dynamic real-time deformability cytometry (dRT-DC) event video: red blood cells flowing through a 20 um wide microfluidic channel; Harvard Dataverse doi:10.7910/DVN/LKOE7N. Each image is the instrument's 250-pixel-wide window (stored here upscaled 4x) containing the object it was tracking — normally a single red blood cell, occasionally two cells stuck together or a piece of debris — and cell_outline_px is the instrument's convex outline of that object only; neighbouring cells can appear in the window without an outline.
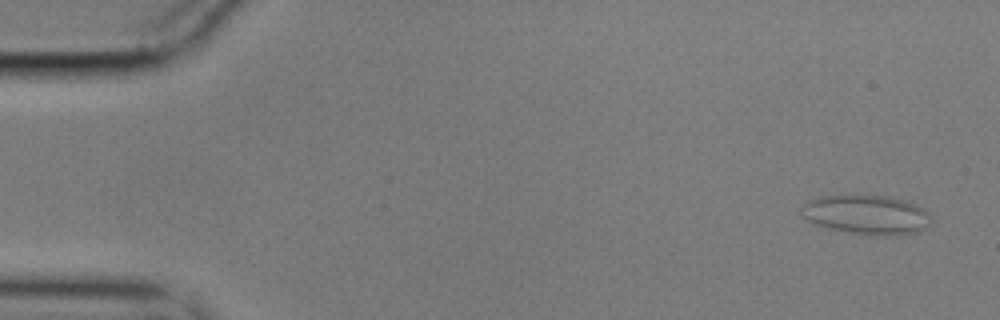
{"species": "common noctule bat (a hibernating species)", "species_latin": "Nyctalus noctula", "temperature_condition": "cold", "stored_images_in_passage": 56, "camera_frame_rate_fps": 3000, "um_per_image_px": 0.085, "animal": {"sex": "male", "body_mass_g": 17.9}, "frame": {"image": 1, "passage_image": 3, "time_ms": 0.667, "image_size_px": [1000, 320], "cell_outline_px": [[932, 224], [920, 232], [896, 236], [868, 236], [828, 228], [812, 224], [800, 216], [800, 208], [808, 200], [820, 196], [888, 196], [908, 200], [916, 204], [928, 212], [932, 216]], "centroid_in_image_um": [73.69, 18.28], "position_along_channel_um": 11.3, "area_um2": 30.58}}
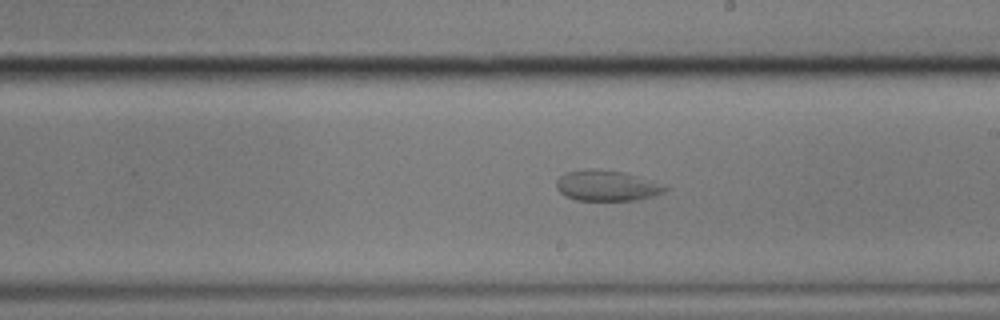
{"frame": {"image": 2, "passage_image": 32, "time_ms": 10.333, "image_size_px": [1000, 320], "cell_outline_px": [[672, 188], [664, 192], [652, 196], [636, 200], [576, 200], [564, 196], [556, 188], [556, 180], [564, 172], [584, 168], [596, 168], [624, 172], [668, 184]], "centroid_in_image_um": [51.61, 15.76], "position_along_channel_um": 237.4, "area_um2": 20.0}}
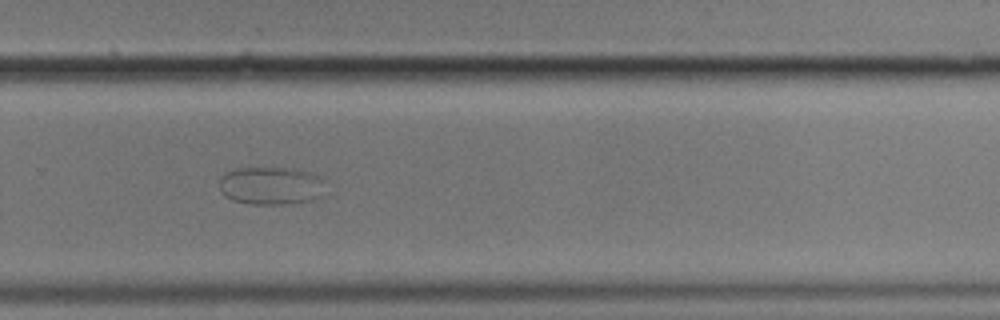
{"frame": {"image": 3, "passage_image": 38, "time_ms": 12.333, "image_size_px": [1000, 320], "cell_outline_px": [[328, 180], [324, 196], [316, 200], [288, 204], [248, 204], [232, 200], [224, 196], [220, 188], [220, 176], [224, 172], [232, 168], [296, 168], [312, 172]], "centroid_in_image_um": [23.12, 15.78], "position_along_channel_um": 306.7, "area_um2": 24.51}}